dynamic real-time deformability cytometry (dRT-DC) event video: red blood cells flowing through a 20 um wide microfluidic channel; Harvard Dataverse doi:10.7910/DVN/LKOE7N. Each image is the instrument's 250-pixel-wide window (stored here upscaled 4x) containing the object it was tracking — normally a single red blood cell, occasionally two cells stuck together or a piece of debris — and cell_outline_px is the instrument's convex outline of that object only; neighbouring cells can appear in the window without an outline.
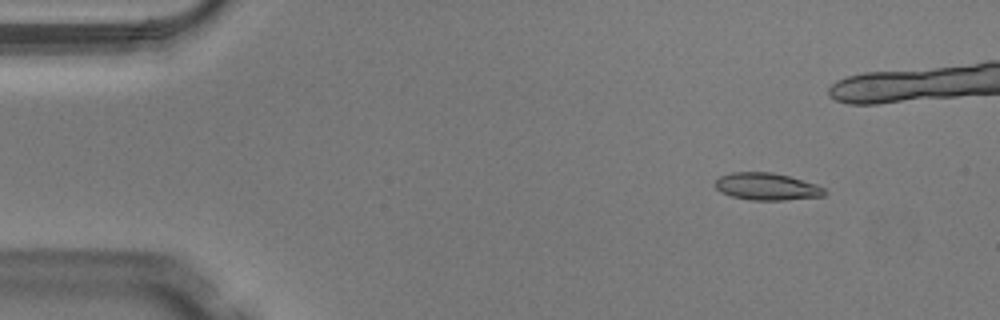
{"species": "Egyptian fruit bat (a non-hibernating species)", "species_latin": "Rousettus aegyptiacus", "temperature_condition": "warm", "stored_images_in_passage": 44, "camera_frame_rate_fps": 3000, "um_per_image_px": 0.085, "animal": {"sex": "male"}, "frame": {"image": 1, "passage_image": 6, "time_ms": 1.667, "image_size_px": [1000, 320], "cell_outline_px": [[828, 192], [824, 196], [784, 200], [752, 200], [732, 196], [720, 192], [716, 188], [716, 180], [720, 176], [732, 172], [772, 172], [788, 176], [816, 184], [824, 188]], "centroid_in_image_um": [65.2, 15.86], "position_along_channel_um": 19.8, "area_um2": 17.28}}
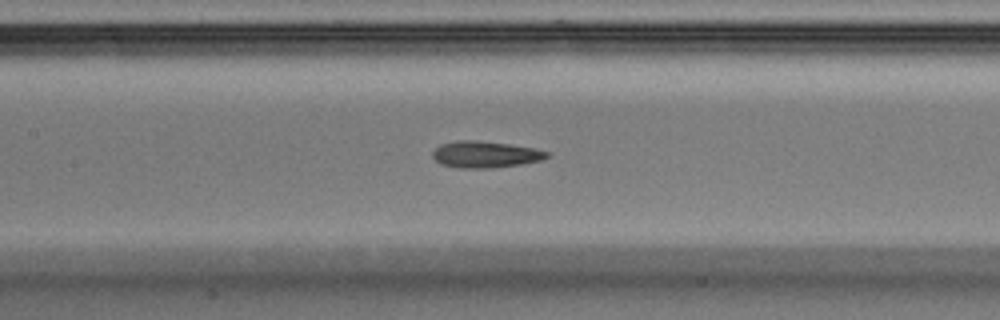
{"frame": {"image": 2, "passage_image": 23, "time_ms": 7.333, "image_size_px": [1000, 320], "cell_outline_px": [[552, 152], [548, 156], [540, 160], [520, 164], [488, 168], [460, 168], [440, 164], [432, 156], [432, 152], [440, 144], [456, 140], [476, 140], [508, 144], [532, 148]], "centroid_in_image_um": [41.21, 13.12], "position_along_channel_um": 166.2, "area_um2": 17.57}}
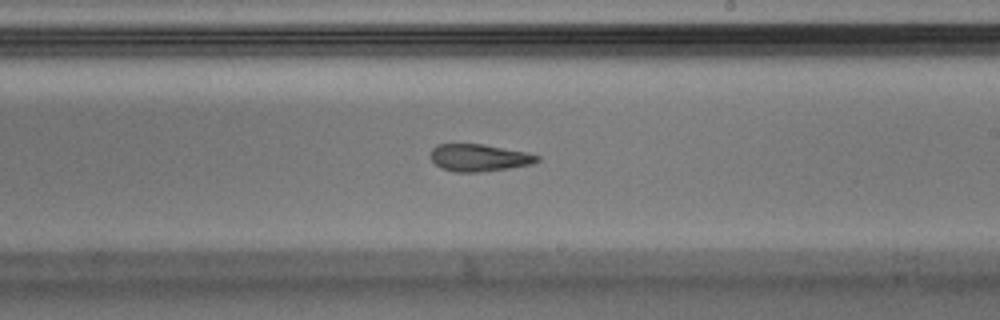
{"frame": {"image": 3, "passage_image": 29, "time_ms": 9.333, "image_size_px": [1000, 320], "cell_outline_px": [[540, 160], [532, 164], [508, 168], [480, 172], [456, 172], [440, 168], [432, 160], [432, 148], [436, 144], [484, 144], [528, 152], [540, 156]], "centroid_in_image_um": [40.75, 13.4], "position_along_channel_um": 248.3, "area_um2": 16.94}}